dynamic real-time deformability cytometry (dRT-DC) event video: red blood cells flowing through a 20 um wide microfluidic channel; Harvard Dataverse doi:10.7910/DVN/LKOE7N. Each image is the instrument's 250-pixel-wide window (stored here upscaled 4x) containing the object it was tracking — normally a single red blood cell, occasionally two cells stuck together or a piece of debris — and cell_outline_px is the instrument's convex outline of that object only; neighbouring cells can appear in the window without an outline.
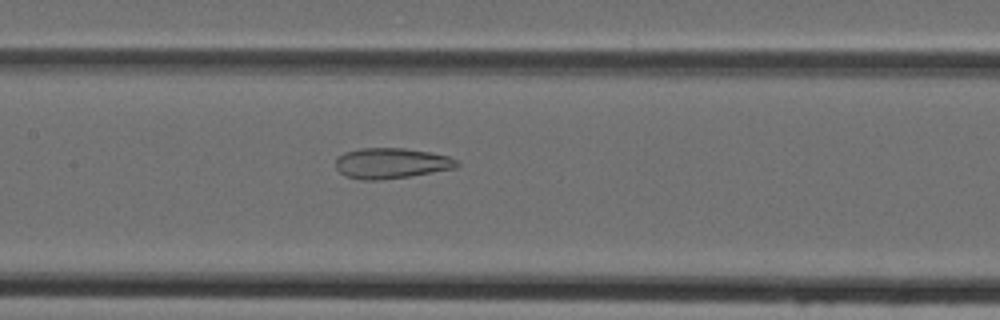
{"species": "Egyptian fruit bat (a non-hibernating species)", "species_latin": "Rousettus aegyptiacus", "temperature_condition": "cold", "stored_images_in_passage": 36, "camera_frame_rate_fps": 3000, "um_per_image_px": 0.085, "animal": {"sex": "female"}, "frame": {"image": 1, "passage_image": 14, "time_ms": 4.333, "image_size_px": [1000, 320], "cell_outline_px": [[460, 164], [456, 168], [408, 176], [380, 180], [364, 180], [344, 176], [336, 168], [336, 160], [344, 152], [360, 148], [404, 148], [432, 152], [448, 156], [460, 160]], "centroid_in_image_um": [33.28, 13.87], "position_along_channel_um": 174.1, "area_um2": 21.68}}
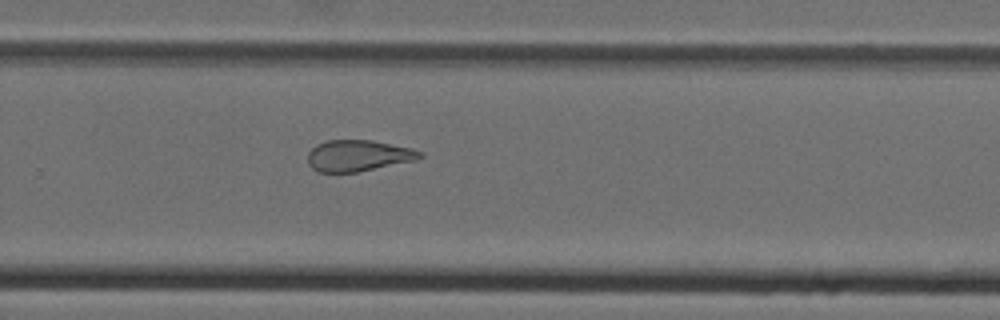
{"frame": {"image": 2, "passage_image": 23, "time_ms": 7.333, "image_size_px": [1000, 320], "cell_outline_px": [[424, 156], [412, 160], [356, 172], [316, 172], [308, 164], [308, 152], [316, 144], [328, 140], [372, 140], [412, 148], [420, 152]], "centroid_in_image_um": [30.38, 13.22], "position_along_channel_um": 299.4, "area_um2": 20.17}}
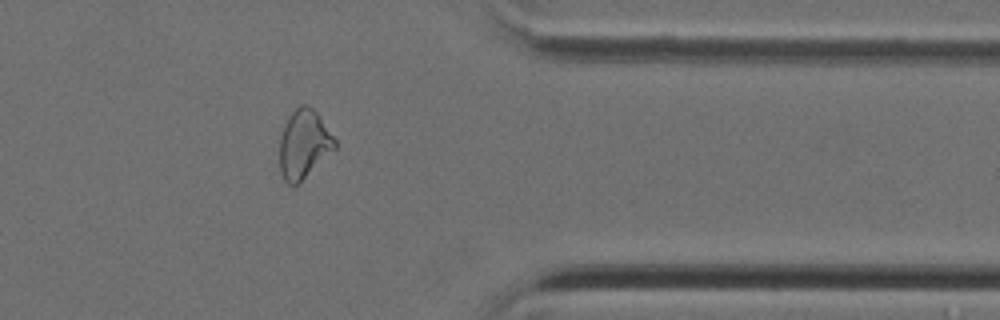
{"frame": {"image": 3, "passage_image": 30, "time_ms": 9.667, "image_size_px": [1000, 320], "cell_outline_px": [[336, 148], [296, 184], [288, 184], [284, 180], [280, 172], [280, 136], [284, 124], [288, 116], [300, 104], [308, 104], [316, 112], [336, 140]], "centroid_in_image_um": [25.81, 12.21], "position_along_channel_um": 385.6, "area_um2": 21.73}}